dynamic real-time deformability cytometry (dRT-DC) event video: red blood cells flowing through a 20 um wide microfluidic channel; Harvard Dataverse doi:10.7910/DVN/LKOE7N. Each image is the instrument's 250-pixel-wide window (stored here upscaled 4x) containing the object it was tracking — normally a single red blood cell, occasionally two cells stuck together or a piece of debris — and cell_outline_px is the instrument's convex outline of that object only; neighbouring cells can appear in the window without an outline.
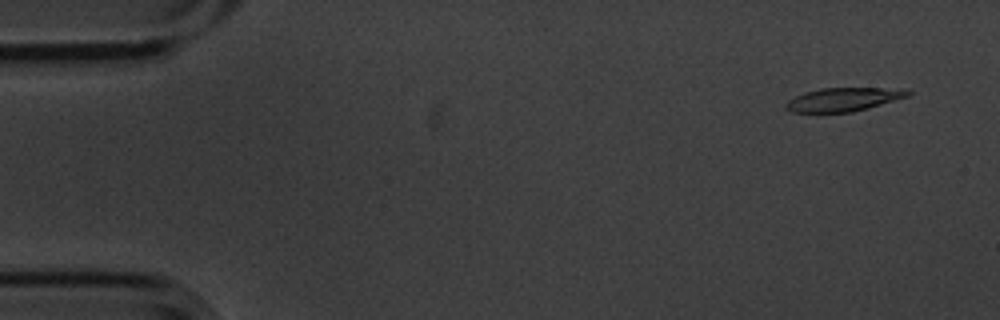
{"species": "common noctule bat (a hibernating species)", "species_latin": "Nyctalus noctula", "temperature_condition": "cold", "stored_images_in_passage": 4, "camera_frame_rate_fps": 3000, "um_per_image_px": 0.085, "animal": {"sex": "male", "body_mass_g": 20.1, "forearm_length_mm": 53.5}, "frame": {"image": 1, "passage_image": 1, "time_ms": 0.0, "image_size_px": [1000, 320], "cell_outline_px": [[912, 92], [908, 96], [868, 108], [852, 112], [792, 112], [784, 108], [784, 104], [788, 100], [804, 92], [820, 88], [880, 88]], "centroid_in_image_um": [71.58, 8.46], "position_along_channel_um": 13.4, "area_um2": 16.42}}